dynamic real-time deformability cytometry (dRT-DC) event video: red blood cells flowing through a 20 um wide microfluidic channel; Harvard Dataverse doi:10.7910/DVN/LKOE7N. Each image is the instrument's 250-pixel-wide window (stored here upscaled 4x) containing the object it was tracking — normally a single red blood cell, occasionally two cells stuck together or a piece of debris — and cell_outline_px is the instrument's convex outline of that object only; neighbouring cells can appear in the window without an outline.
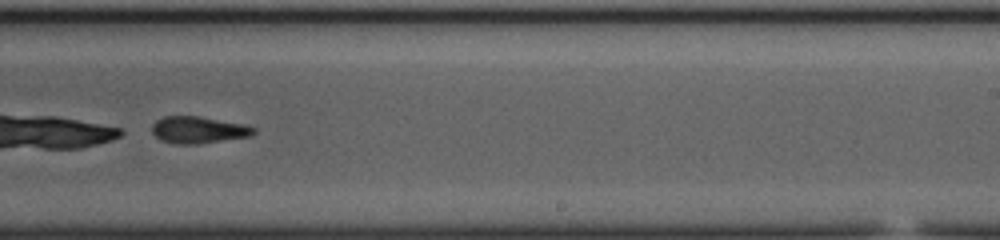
{"species": "common noctule bat (a hibernating species)", "species_latin": "Nyctalus noctula", "temperature_condition": "cold", "stored_images_in_passage": 43, "camera_frame_rate_fps": 3000, "um_per_image_px": 0.085, "animal": {"sex": "female", "body_mass_g": 23.0, "forearm_length_mm": 53.4}, "frame": {"image": 1, "passage_image": 24, "time_ms": 7.667, "image_size_px": [1000, 240], "cell_outline_px": [[256, 132], [252, 136], [196, 144], [172, 144], [160, 140], [152, 132], [152, 124], [156, 120], [164, 116], [200, 116], [244, 124], [256, 128]], "centroid_in_image_um": [16.86, 11.04], "position_along_channel_um": 272.1, "area_um2": 16.07}}
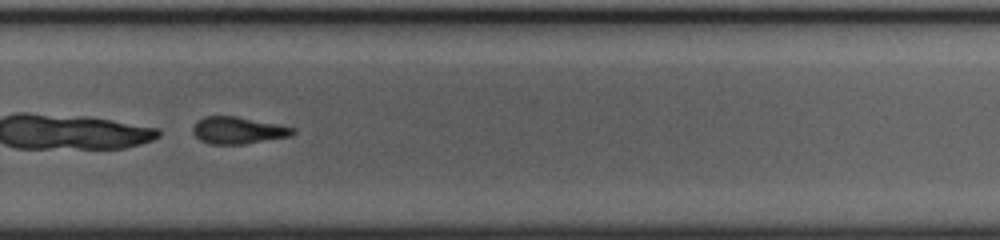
{"frame": {"image": 2, "passage_image": 27, "time_ms": 8.667, "image_size_px": [1000, 240], "cell_outline_px": [[296, 132], [292, 136], [244, 144], [208, 144], [200, 140], [192, 132], [192, 128], [196, 120], [204, 116], [236, 116], [296, 128]], "centroid_in_image_um": [20.21, 11.08], "position_along_channel_um": 309.6, "area_um2": 15.84}}